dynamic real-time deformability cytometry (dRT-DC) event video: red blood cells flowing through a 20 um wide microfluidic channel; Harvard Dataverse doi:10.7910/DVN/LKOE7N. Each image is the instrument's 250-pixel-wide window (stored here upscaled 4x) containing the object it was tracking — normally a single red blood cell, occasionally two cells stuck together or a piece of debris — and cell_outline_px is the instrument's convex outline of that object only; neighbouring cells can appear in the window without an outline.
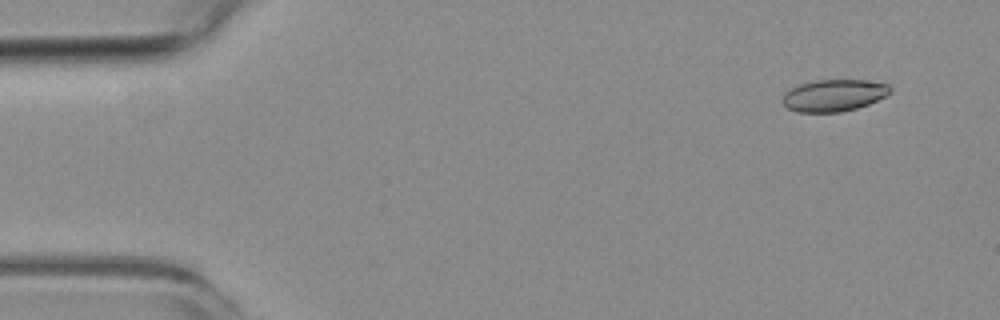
{"species": "common noctule bat (a hibernating species)", "species_latin": "Nyctalus noctula", "temperature_condition": "room temperature", "stored_images_in_passage": 4, "camera_frame_rate_fps": 3000, "um_per_image_px": 0.085, "animal": {"sex": "female", "body_mass_g": 19.3, "forearm_length_mm": 54.1}, "frame": {"image": 1, "passage_image": 1, "time_ms": 0.0, "image_size_px": [1000, 320], "cell_outline_px": [[892, 92], [868, 104], [856, 108], [840, 112], [800, 112], [788, 108], [780, 100], [784, 92], [800, 84], [816, 80], [864, 80], [888, 84], [892, 88]], "centroid_in_image_um": [70.86, 8.1], "position_along_channel_um": 14.1, "area_um2": 19.94}}
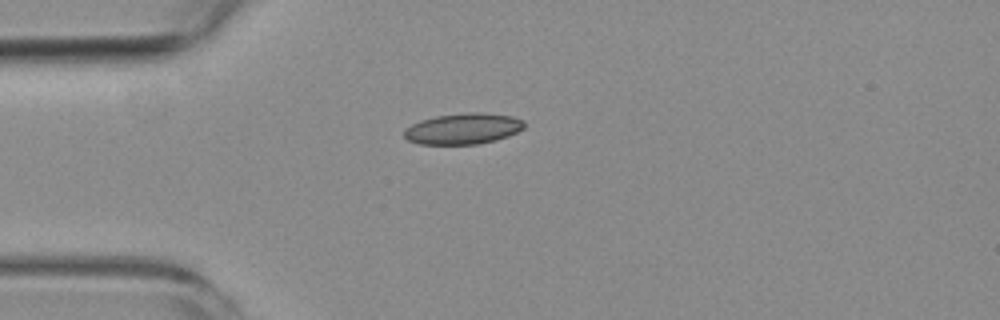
{"frame": {"image": 2, "passage_image": 3, "time_ms": 3.333, "image_size_px": [1000, 320], "cell_outline_px": [[524, 128], [508, 136], [496, 140], [476, 144], [420, 144], [408, 140], [404, 136], [404, 128], [420, 120], [436, 116], [468, 112], [476, 112], [512, 116], [524, 120]], "centroid_in_image_um": [39.35, 10.94], "position_along_channel_um": 45.6, "area_um2": 21.62}}